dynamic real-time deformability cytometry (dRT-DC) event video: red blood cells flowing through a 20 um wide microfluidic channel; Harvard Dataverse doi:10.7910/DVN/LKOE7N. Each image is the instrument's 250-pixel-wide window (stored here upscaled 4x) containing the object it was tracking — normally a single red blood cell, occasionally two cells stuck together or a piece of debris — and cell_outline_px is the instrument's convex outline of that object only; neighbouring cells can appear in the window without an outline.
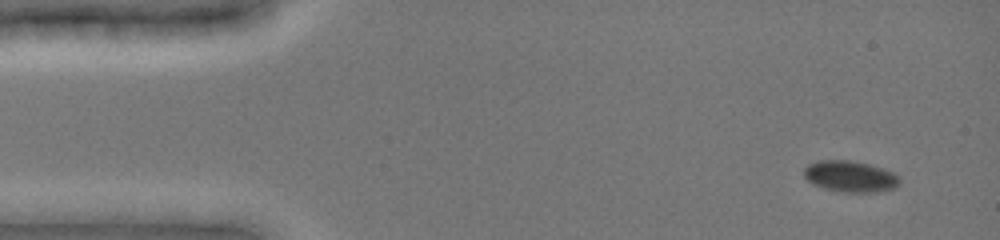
{"species": "common noctule bat (a hibernating species)", "species_latin": "Nyctalus noctula", "temperature_condition": "cold", "stored_images_in_passage": 23, "camera_frame_rate_fps": 3000, "um_per_image_px": 0.085, "animal": {"sex": "female", "body_mass_g": 19.0, "forearm_length_mm": 51.5}, "frame": {"image": 1, "passage_image": 1, "time_ms": 0.0, "image_size_px": [1000, 240], "cell_outline_px": [[900, 184], [896, 188], [880, 192], [840, 192], [824, 188], [812, 184], [804, 176], [804, 168], [808, 164], [820, 160], [848, 160], [868, 164], [892, 172], [900, 180]], "centroid_in_image_um": [72.26, 15.01], "position_along_channel_um": 12.7, "area_um2": 17.4}}
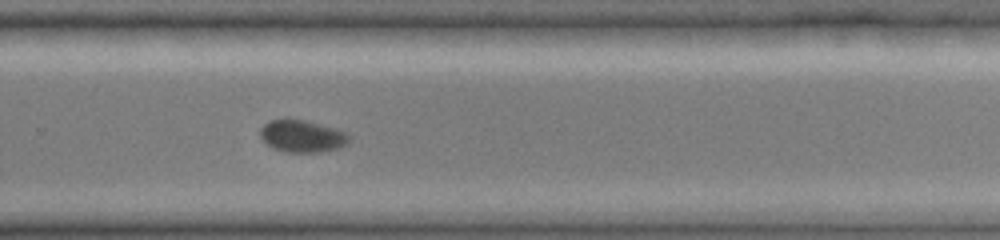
{"frame": {"image": 2, "passage_image": 13, "time_ms": 10.0, "image_size_px": [1000, 240], "cell_outline_px": [[352, 136], [348, 144], [340, 148], [320, 152], [284, 152], [272, 148], [260, 136], [260, 128], [268, 120], [304, 120], [336, 128], [348, 132]], "centroid_in_image_um": [25.74, 11.58], "position_along_channel_um": 304.1, "area_um2": 16.82}}
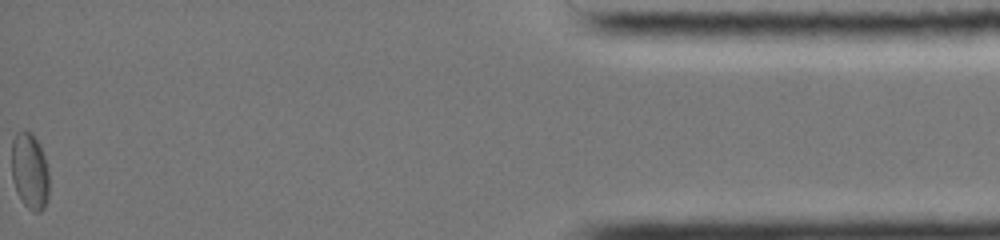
{"frame": {"image": 3, "passage_image": 23, "time_ms": 15.333, "image_size_px": [1000, 240], "cell_outline_px": [[48, 200], [44, 208], [40, 212], [32, 212], [20, 200], [16, 192], [12, 180], [12, 140], [16, 132], [24, 128], [32, 132], [40, 144], [44, 156], [48, 172]], "centroid_in_image_um": [2.52, 14.53], "position_along_channel_um": 432.7, "area_um2": 17.11}, "authors_computed_cell_mechanics": {"area_um2": 17.1088, "velocity_mm_per_s": 3.9141, "shape_relaxation_time_tau1_ms": 2.2215, "shape_relaxation_time_tau2_ms": null, "deformation_change_tau1": 0.0442, "deformation_change_tau2": null}}